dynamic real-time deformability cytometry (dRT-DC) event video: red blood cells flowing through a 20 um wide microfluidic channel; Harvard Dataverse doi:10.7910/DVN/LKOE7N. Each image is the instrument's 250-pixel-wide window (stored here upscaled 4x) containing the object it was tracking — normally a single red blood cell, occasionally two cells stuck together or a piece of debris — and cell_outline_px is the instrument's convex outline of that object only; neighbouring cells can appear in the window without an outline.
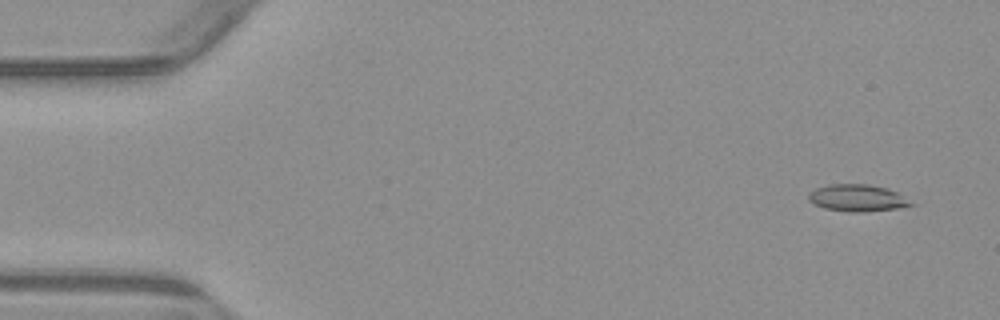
{"species": "common noctule bat (a hibernating species)", "species_latin": "Nyctalus noctula", "temperature_condition": "warm", "stored_images_in_passage": 55, "camera_frame_rate_fps": 3000, "um_per_image_px": 0.085, "animal": {"sex": "male", "body_mass_g": 23.1, "forearm_length_mm": 52.7}, "frame": {"image": 1, "passage_image": 4, "time_ms": 1.0, "image_size_px": [1000, 320], "cell_outline_px": [[916, 204], [896, 208], [864, 212], [848, 212], [824, 208], [812, 204], [808, 200], [808, 192], [816, 188], [828, 184], [868, 184], [888, 188], [896, 192]], "centroid_in_image_um": [72.83, 16.82], "position_along_channel_um": 12.2, "area_um2": 16.18}}
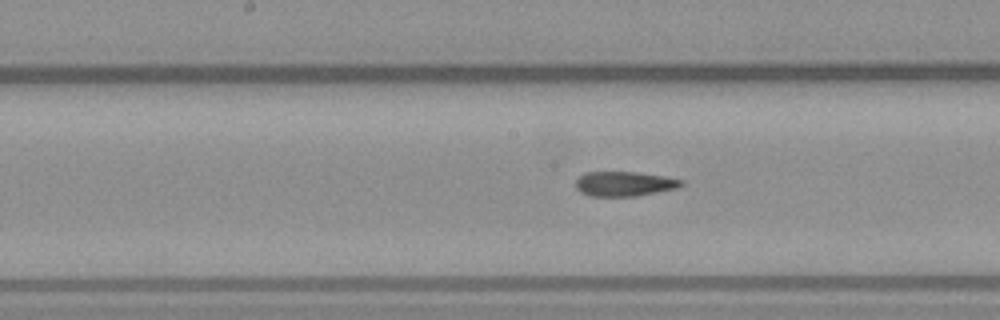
{"frame": {"image": 2, "passage_image": 28, "time_ms": 9.0, "image_size_px": [1000, 320], "cell_outline_px": [[684, 184], [676, 188], [636, 196], [592, 196], [580, 192], [576, 188], [576, 180], [584, 172], [636, 172], [664, 176], [684, 180]], "centroid_in_image_um": [53.06, 15.62], "position_along_channel_um": 195.1, "area_um2": 15.14}}
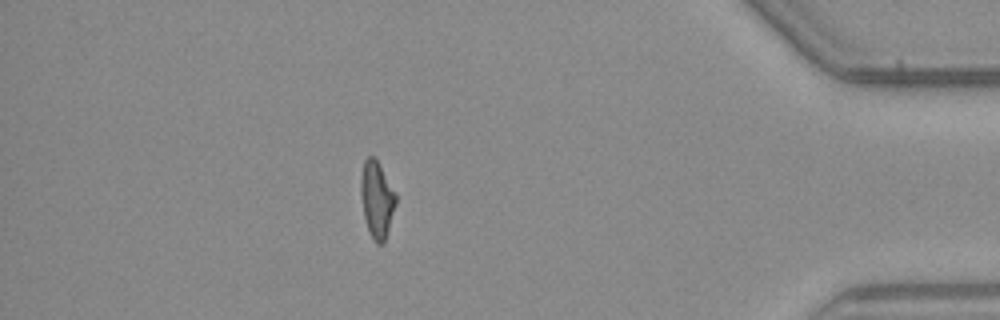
{"frame": {"image": 3, "passage_image": 48, "time_ms": 15.667, "image_size_px": [1000, 320], "cell_outline_px": [[396, 204], [384, 244], [376, 244], [368, 228], [364, 216], [360, 192], [360, 176], [364, 160], [368, 156], [372, 156], [376, 160], [396, 192]], "centroid_in_image_um": [32.03, 16.95], "position_along_channel_um": 403.2, "area_um2": 15.55}, "authors_computed_cell_mechanics": {"area_um2": 15.895, "velocity_mm_per_s": 3.8471, "shape_relaxation_time_tau1_ms": null, "shape_relaxation_time_tau2_ms": 4.3715, "deformation_change_tau1": null, "deformation_change_tau2": 0.1315}}